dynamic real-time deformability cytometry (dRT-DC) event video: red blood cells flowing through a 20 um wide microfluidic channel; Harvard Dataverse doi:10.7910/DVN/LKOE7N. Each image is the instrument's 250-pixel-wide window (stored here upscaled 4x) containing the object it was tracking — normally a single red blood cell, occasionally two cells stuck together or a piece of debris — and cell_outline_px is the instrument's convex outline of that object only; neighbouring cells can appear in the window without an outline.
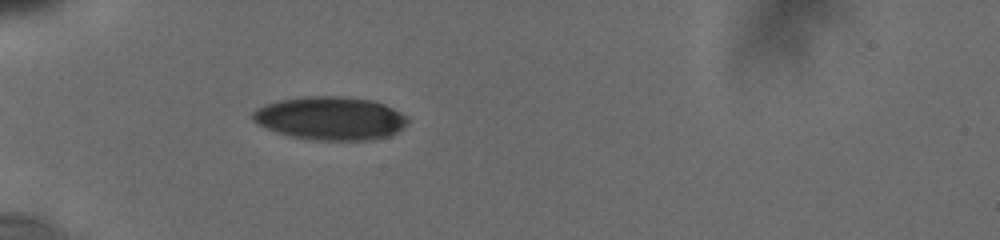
{"species": "human", "species_latin": "Homo sapiens", "temperature_condition": "cold", "stored_images_in_passage": 6, "camera_frame_rate_fps": 3000, "um_per_image_px": 0.085, "donor": {"sex": "male"}, "frame": {"image": 1, "passage_image": 6, "time_ms": 5.667, "image_size_px": [1000, 240], "cell_outline_px": [[408, 120], [396, 132], [388, 136], [368, 140], [316, 140], [288, 136], [276, 132], [252, 120], [252, 112], [256, 108], [264, 104], [280, 100], [304, 96], [344, 96], [372, 100], [384, 104], [400, 112]], "centroid_in_image_um": [28.04, 10.04], "position_along_channel_um": 57.0, "area_um2": 38.9}}